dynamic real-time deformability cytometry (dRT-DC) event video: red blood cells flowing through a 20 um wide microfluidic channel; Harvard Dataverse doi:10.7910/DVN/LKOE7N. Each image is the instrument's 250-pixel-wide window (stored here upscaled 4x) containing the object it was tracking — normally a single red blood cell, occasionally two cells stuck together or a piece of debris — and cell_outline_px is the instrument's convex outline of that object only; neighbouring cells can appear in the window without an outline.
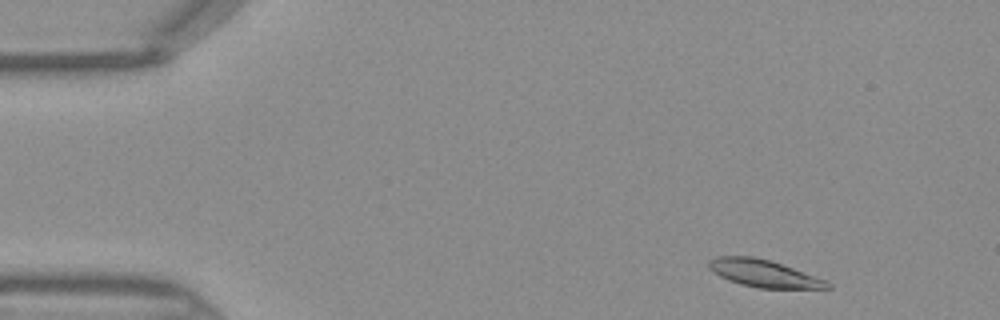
{"species": "Egyptian fruit bat (a non-hibernating species)", "species_latin": "Rousettus aegyptiacus", "temperature_condition": "warm", "stored_images_in_passage": 43, "camera_frame_rate_fps": 3000, "um_per_image_px": 0.085, "frame": {"image": 1, "passage_image": 2, "time_ms": 0.333, "image_size_px": [1000, 320], "cell_outline_px": [[832, 288], [760, 288], [740, 284], [728, 280], [712, 272], [708, 268], [708, 260], [716, 256], [752, 256], [768, 260], [792, 268], [824, 280], [832, 284]], "centroid_in_image_um": [64.84, 23.24], "position_along_channel_um": 20.2, "area_um2": 18.55}}
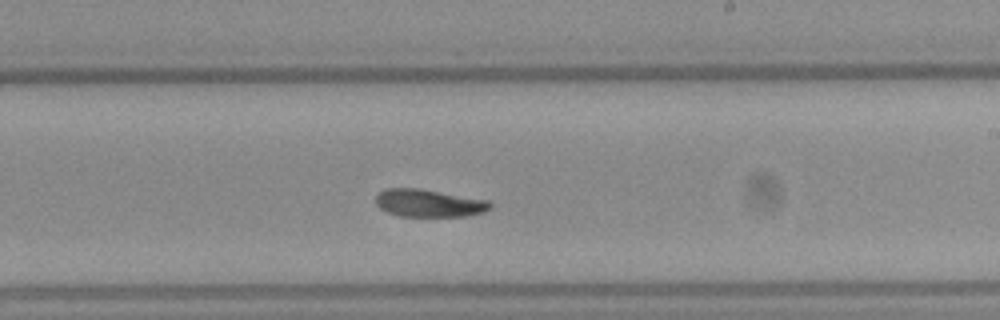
{"frame": {"image": 2, "passage_image": 24, "time_ms": 7.667, "image_size_px": [1000, 320], "cell_outline_px": [[492, 208], [484, 212], [468, 216], [400, 216], [388, 212], [380, 208], [376, 204], [376, 196], [384, 188], [416, 188], [488, 200], [492, 204]], "centroid_in_image_um": [36.46, 17.27], "position_along_channel_um": 252.5, "area_um2": 18.32}}
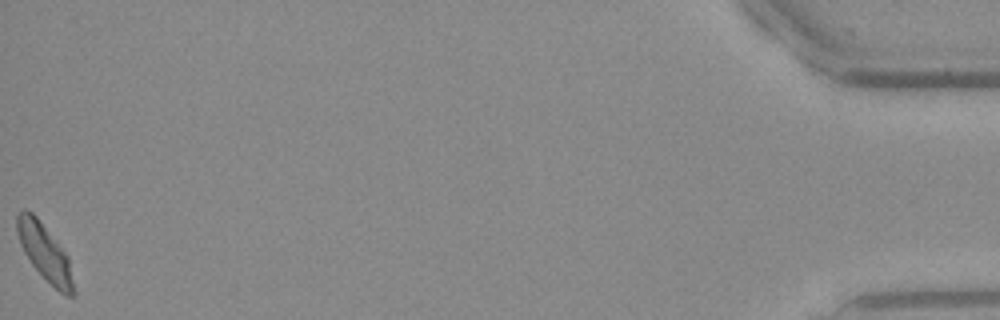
{"frame": {"image": 3, "passage_image": 43, "time_ms": 14.0, "image_size_px": [1000, 320], "cell_outline_px": [[76, 292], [72, 296], [64, 296], [32, 264], [24, 252], [20, 244], [16, 232], [16, 212], [20, 208], [24, 208], [32, 212], [36, 216], [68, 256]], "centroid_in_image_um": [3.78, 21.42], "position_along_channel_um": 431.4, "area_um2": 18.5}}